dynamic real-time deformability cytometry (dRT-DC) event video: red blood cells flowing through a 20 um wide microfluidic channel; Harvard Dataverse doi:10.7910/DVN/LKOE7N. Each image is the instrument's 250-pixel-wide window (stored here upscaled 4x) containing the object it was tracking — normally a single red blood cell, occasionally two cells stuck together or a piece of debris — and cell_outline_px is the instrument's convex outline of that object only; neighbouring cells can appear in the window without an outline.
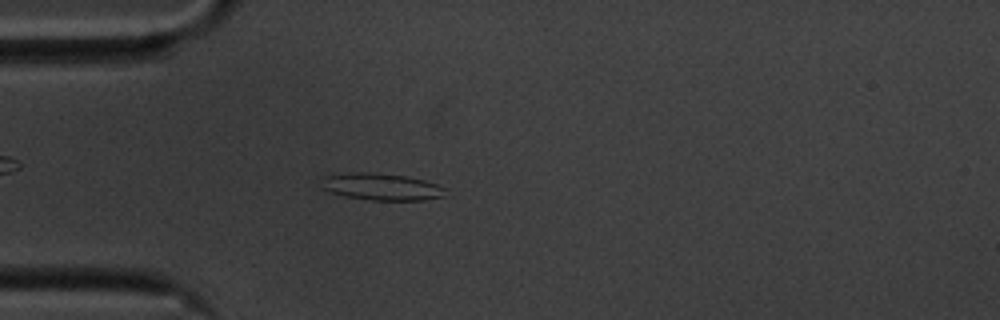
{"species": "common noctule bat (a hibernating species)", "species_latin": "Nyctalus noctula", "temperature_condition": "cold", "stored_images_in_passage": 56, "camera_frame_rate_fps": 3000, "um_per_image_px": 0.085, "animal": {"sex": "male", "body_mass_g": 20.1, "forearm_length_mm": 53.5}, "frame": {"image": 1, "passage_image": 15, "time_ms": 4.667, "image_size_px": [1000, 320], "cell_outline_px": [[444, 196], [424, 200], [372, 200], [348, 196], [332, 192], [320, 188], [320, 176], [352, 172], [372, 172], [404, 176], [424, 180], [436, 184], [444, 188]], "centroid_in_image_um": [32.35, 15.86], "position_along_channel_um": 52.7, "area_um2": 19.42}}
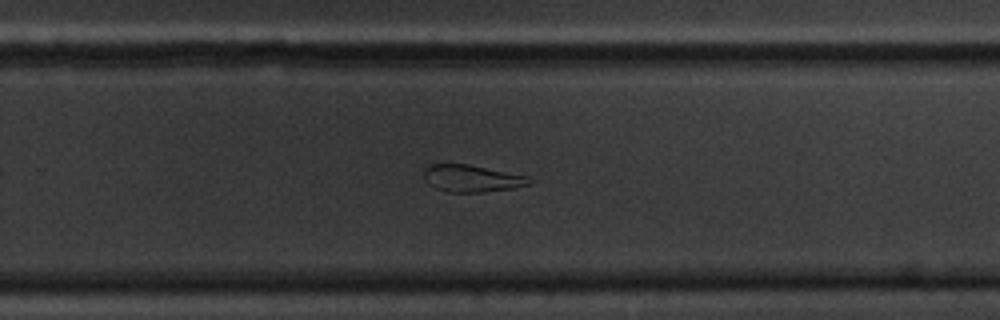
{"frame": {"image": 2, "passage_image": 36, "time_ms": 11.667, "image_size_px": [1000, 320], "cell_outline_px": [[536, 180], [532, 184], [516, 188], [480, 192], [448, 192], [436, 188], [428, 184], [424, 180], [424, 168], [428, 164], [468, 164], [528, 176]], "centroid_in_image_um": [40.14, 15.17], "position_along_channel_um": 289.7, "area_um2": 16.88}}
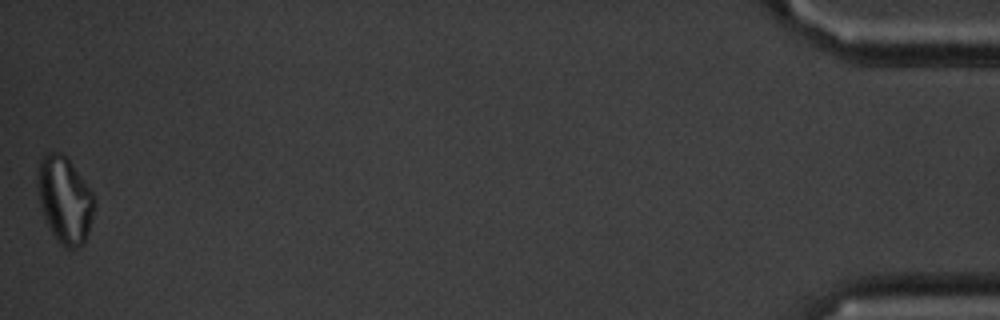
{"frame": {"image": 3, "passage_image": 56, "time_ms": 18.333, "image_size_px": [1000, 320], "cell_outline_px": [[96, 204], [88, 232], [84, 244], [76, 248], [64, 248], [60, 244], [52, 232], [40, 208], [36, 180], [36, 176], [40, 160], [48, 152], [60, 152], [68, 160], [84, 180], [92, 192], [96, 200]], "centroid_in_image_um": [5.5, 17.0], "position_along_channel_um": 429.7, "area_um2": 28.61}}